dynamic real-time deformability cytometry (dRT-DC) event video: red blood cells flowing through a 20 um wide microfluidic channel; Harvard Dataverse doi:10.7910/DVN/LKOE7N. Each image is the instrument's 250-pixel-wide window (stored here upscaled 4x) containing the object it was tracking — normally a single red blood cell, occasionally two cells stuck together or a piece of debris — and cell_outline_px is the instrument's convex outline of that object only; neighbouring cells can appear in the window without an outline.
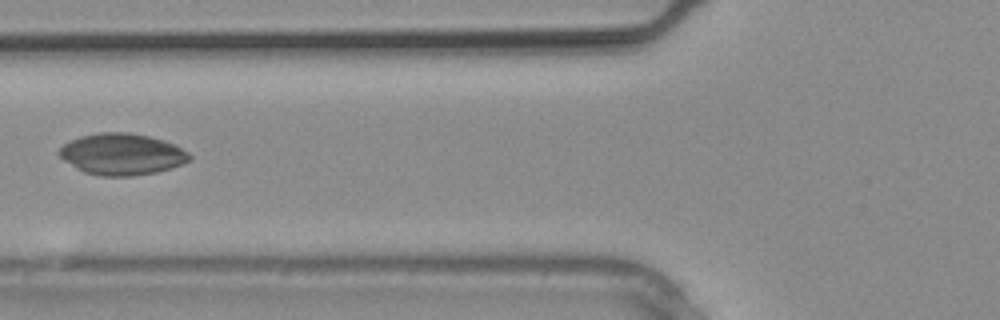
{"species": "common noctule bat (a hibernating species)", "species_latin": "Nyctalus noctula", "temperature_condition": "warm", "stored_images_in_passage": 7, "camera_frame_rate_fps": 3000, "um_per_image_px": 0.085, "animal": {"sex": "male", "body_mass_g": 20.4}, "frame": {"image": 1, "passage_image": 6, "time_ms": 1.667, "image_size_px": [1000, 320], "cell_outline_px": [[192, 160], [184, 164], [172, 168], [156, 172], [132, 176], [100, 176], [84, 172], [76, 168], [64, 160], [56, 152], [64, 144], [80, 136], [100, 132], [128, 132], [148, 136], [164, 140], [176, 144], [188, 152], [192, 156]], "centroid_in_image_um": [10.4, 13.11], "position_along_channel_um": 115.4, "area_um2": 31.73}}